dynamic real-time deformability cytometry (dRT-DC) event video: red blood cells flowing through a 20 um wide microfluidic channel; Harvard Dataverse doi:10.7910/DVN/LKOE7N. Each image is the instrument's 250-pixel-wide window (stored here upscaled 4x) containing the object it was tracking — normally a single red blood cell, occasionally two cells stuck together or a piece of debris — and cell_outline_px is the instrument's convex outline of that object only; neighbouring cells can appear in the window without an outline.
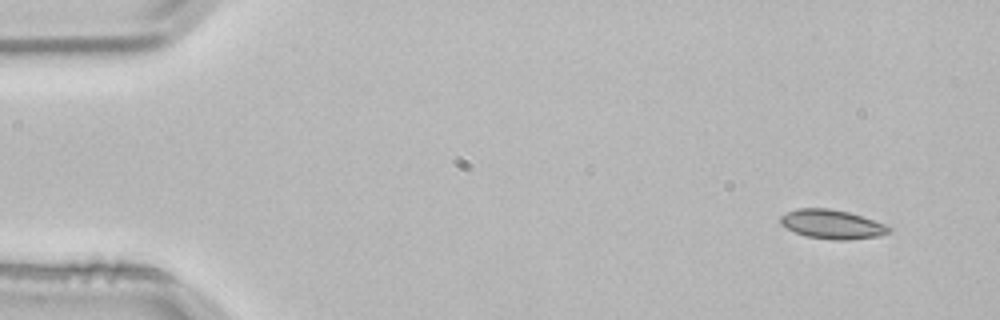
{"species": "common noctule bat (a hibernating species)", "species_latin": "Nyctalus noctula", "temperature_condition": "room temperature", "stored_images_in_passage": 4, "camera_frame_rate_fps": 3000, "um_per_image_px": 0.085, "animal": {"sex": "male", "body_mass_g": 21.5, "forearm_length_mm": 52.0}, "frame": {"image": 1, "passage_image": 1, "time_ms": 0.0, "image_size_px": [1000, 320], "cell_outline_px": [[892, 232], [880, 236], [844, 240], [832, 240], [804, 236], [780, 224], [780, 216], [796, 208], [828, 208], [848, 212], [884, 224], [892, 228]], "centroid_in_image_um": [70.72, 19.07], "position_along_channel_um": 14.3, "area_um2": 18.32}}